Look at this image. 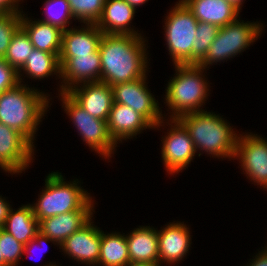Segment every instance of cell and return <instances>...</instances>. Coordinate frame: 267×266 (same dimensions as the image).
<instances>
[{"label":"cell","instance_id":"cell-1","mask_svg":"<svg viewBox=\"0 0 267 266\" xmlns=\"http://www.w3.org/2000/svg\"><path fill=\"white\" fill-rule=\"evenodd\" d=\"M146 40L140 35L103 34L99 43L101 82L113 86L146 77Z\"/></svg>","mask_w":267,"mask_h":266},{"label":"cell","instance_id":"cell-2","mask_svg":"<svg viewBox=\"0 0 267 266\" xmlns=\"http://www.w3.org/2000/svg\"><path fill=\"white\" fill-rule=\"evenodd\" d=\"M49 100L44 92L19 83L0 94V123L17 130L34 146V136Z\"/></svg>","mask_w":267,"mask_h":266},{"label":"cell","instance_id":"cell-3","mask_svg":"<svg viewBox=\"0 0 267 266\" xmlns=\"http://www.w3.org/2000/svg\"><path fill=\"white\" fill-rule=\"evenodd\" d=\"M178 120L188 130L196 151L234 158L239 136L222 116L203 110L182 115Z\"/></svg>","mask_w":267,"mask_h":266},{"label":"cell","instance_id":"cell-4","mask_svg":"<svg viewBox=\"0 0 267 266\" xmlns=\"http://www.w3.org/2000/svg\"><path fill=\"white\" fill-rule=\"evenodd\" d=\"M204 70L198 64L175 65L176 76L168 82L165 95V103L172 110L171 119L203 111L200 107L206 101L209 91Z\"/></svg>","mask_w":267,"mask_h":266},{"label":"cell","instance_id":"cell-5","mask_svg":"<svg viewBox=\"0 0 267 266\" xmlns=\"http://www.w3.org/2000/svg\"><path fill=\"white\" fill-rule=\"evenodd\" d=\"M64 180L59 172H51L46 176L40 198L36 204L31 205L38 222L48 217L82 210L92 200L89 193L78 186L80 181L67 183Z\"/></svg>","mask_w":267,"mask_h":266},{"label":"cell","instance_id":"cell-6","mask_svg":"<svg viewBox=\"0 0 267 266\" xmlns=\"http://www.w3.org/2000/svg\"><path fill=\"white\" fill-rule=\"evenodd\" d=\"M263 24L245 22L240 19L220 27L215 40L209 46L208 52L198 63L208 68L213 63L227 61L250 46L262 33ZM209 65V66H208Z\"/></svg>","mask_w":267,"mask_h":266},{"label":"cell","instance_id":"cell-7","mask_svg":"<svg viewBox=\"0 0 267 266\" xmlns=\"http://www.w3.org/2000/svg\"><path fill=\"white\" fill-rule=\"evenodd\" d=\"M178 2L164 19L166 44L174 65L192 64L198 20L181 0Z\"/></svg>","mask_w":267,"mask_h":266},{"label":"cell","instance_id":"cell-8","mask_svg":"<svg viewBox=\"0 0 267 266\" xmlns=\"http://www.w3.org/2000/svg\"><path fill=\"white\" fill-rule=\"evenodd\" d=\"M62 107L71 118L82 140L104 159L111 158L117 147L108 131L106 120H100L85 111L67 92H60Z\"/></svg>","mask_w":267,"mask_h":266},{"label":"cell","instance_id":"cell-9","mask_svg":"<svg viewBox=\"0 0 267 266\" xmlns=\"http://www.w3.org/2000/svg\"><path fill=\"white\" fill-rule=\"evenodd\" d=\"M147 77L131 82L118 83L112 87L113 102L131 107L141 114L153 128L162 126L165 118L160 111L158 101L148 90ZM157 101V102H156Z\"/></svg>","mask_w":267,"mask_h":266},{"label":"cell","instance_id":"cell-10","mask_svg":"<svg viewBox=\"0 0 267 266\" xmlns=\"http://www.w3.org/2000/svg\"><path fill=\"white\" fill-rule=\"evenodd\" d=\"M170 131L162 137V160L169 174L179 173L191 163L196 155V149L188 130L178 119L167 122ZM173 124V125H172Z\"/></svg>","mask_w":267,"mask_h":266},{"label":"cell","instance_id":"cell-11","mask_svg":"<svg viewBox=\"0 0 267 266\" xmlns=\"http://www.w3.org/2000/svg\"><path fill=\"white\" fill-rule=\"evenodd\" d=\"M236 158L240 160L247 178L267 189V140L257 134H239Z\"/></svg>","mask_w":267,"mask_h":266},{"label":"cell","instance_id":"cell-12","mask_svg":"<svg viewBox=\"0 0 267 266\" xmlns=\"http://www.w3.org/2000/svg\"><path fill=\"white\" fill-rule=\"evenodd\" d=\"M17 130L0 123V166L10 174H19L33 160L34 148Z\"/></svg>","mask_w":267,"mask_h":266},{"label":"cell","instance_id":"cell-13","mask_svg":"<svg viewBox=\"0 0 267 266\" xmlns=\"http://www.w3.org/2000/svg\"><path fill=\"white\" fill-rule=\"evenodd\" d=\"M61 66L60 92H68L73 87L91 82L101 81V59L99 50L92 54L74 57H59Z\"/></svg>","mask_w":267,"mask_h":266},{"label":"cell","instance_id":"cell-14","mask_svg":"<svg viewBox=\"0 0 267 266\" xmlns=\"http://www.w3.org/2000/svg\"><path fill=\"white\" fill-rule=\"evenodd\" d=\"M92 223L94 222L91 219L81 229L66 238L59 249L62 248L64 254L81 264L98 266L102 230Z\"/></svg>","mask_w":267,"mask_h":266},{"label":"cell","instance_id":"cell-15","mask_svg":"<svg viewBox=\"0 0 267 266\" xmlns=\"http://www.w3.org/2000/svg\"><path fill=\"white\" fill-rule=\"evenodd\" d=\"M80 85L67 93L91 116L107 121L113 104L112 87L101 81Z\"/></svg>","mask_w":267,"mask_h":266},{"label":"cell","instance_id":"cell-16","mask_svg":"<svg viewBox=\"0 0 267 266\" xmlns=\"http://www.w3.org/2000/svg\"><path fill=\"white\" fill-rule=\"evenodd\" d=\"M93 202L91 200L82 210H75L41 220L39 222V232L56 242L55 244L61 245L66 238L92 219Z\"/></svg>","mask_w":267,"mask_h":266},{"label":"cell","instance_id":"cell-17","mask_svg":"<svg viewBox=\"0 0 267 266\" xmlns=\"http://www.w3.org/2000/svg\"><path fill=\"white\" fill-rule=\"evenodd\" d=\"M158 232L159 263L172 264L182 260L191 246L190 230L184 222H170Z\"/></svg>","mask_w":267,"mask_h":266},{"label":"cell","instance_id":"cell-18","mask_svg":"<svg viewBox=\"0 0 267 266\" xmlns=\"http://www.w3.org/2000/svg\"><path fill=\"white\" fill-rule=\"evenodd\" d=\"M108 131L113 140L118 144L122 140L134 137L144 129L153 126L131 107L114 103L107 120Z\"/></svg>","mask_w":267,"mask_h":266},{"label":"cell","instance_id":"cell-19","mask_svg":"<svg viewBox=\"0 0 267 266\" xmlns=\"http://www.w3.org/2000/svg\"><path fill=\"white\" fill-rule=\"evenodd\" d=\"M135 14V8L124 0H106L96 26L103 34L139 35L129 27Z\"/></svg>","mask_w":267,"mask_h":266},{"label":"cell","instance_id":"cell-20","mask_svg":"<svg viewBox=\"0 0 267 266\" xmlns=\"http://www.w3.org/2000/svg\"><path fill=\"white\" fill-rule=\"evenodd\" d=\"M198 22L223 27L236 21L240 11L227 0H181Z\"/></svg>","mask_w":267,"mask_h":266},{"label":"cell","instance_id":"cell-21","mask_svg":"<svg viewBox=\"0 0 267 266\" xmlns=\"http://www.w3.org/2000/svg\"><path fill=\"white\" fill-rule=\"evenodd\" d=\"M81 29L68 28L62 33V48L59 57L92 54L98 50L103 32L96 24H85Z\"/></svg>","mask_w":267,"mask_h":266},{"label":"cell","instance_id":"cell-22","mask_svg":"<svg viewBox=\"0 0 267 266\" xmlns=\"http://www.w3.org/2000/svg\"><path fill=\"white\" fill-rule=\"evenodd\" d=\"M21 27L28 34L35 49L60 56L63 30L40 20H29L23 12L21 13Z\"/></svg>","mask_w":267,"mask_h":266},{"label":"cell","instance_id":"cell-23","mask_svg":"<svg viewBox=\"0 0 267 266\" xmlns=\"http://www.w3.org/2000/svg\"><path fill=\"white\" fill-rule=\"evenodd\" d=\"M130 262L159 263L158 232L150 226H139L126 236Z\"/></svg>","mask_w":267,"mask_h":266},{"label":"cell","instance_id":"cell-24","mask_svg":"<svg viewBox=\"0 0 267 266\" xmlns=\"http://www.w3.org/2000/svg\"><path fill=\"white\" fill-rule=\"evenodd\" d=\"M2 228L22 244L29 243L39 232V222L31 204L23 205L17 211L11 208Z\"/></svg>","mask_w":267,"mask_h":266},{"label":"cell","instance_id":"cell-25","mask_svg":"<svg viewBox=\"0 0 267 266\" xmlns=\"http://www.w3.org/2000/svg\"><path fill=\"white\" fill-rule=\"evenodd\" d=\"M22 70L24 71L23 73L28 75L26 77L36 80L47 78L53 74L60 79L61 66L59 57L54 53H47L34 48L23 67L18 71L19 83H22Z\"/></svg>","mask_w":267,"mask_h":266},{"label":"cell","instance_id":"cell-26","mask_svg":"<svg viewBox=\"0 0 267 266\" xmlns=\"http://www.w3.org/2000/svg\"><path fill=\"white\" fill-rule=\"evenodd\" d=\"M130 262L126 235L102 231L98 265L126 266Z\"/></svg>","mask_w":267,"mask_h":266},{"label":"cell","instance_id":"cell-27","mask_svg":"<svg viewBox=\"0 0 267 266\" xmlns=\"http://www.w3.org/2000/svg\"><path fill=\"white\" fill-rule=\"evenodd\" d=\"M33 50L34 47L28 34L20 26L11 39L4 60L18 72Z\"/></svg>","mask_w":267,"mask_h":266},{"label":"cell","instance_id":"cell-28","mask_svg":"<svg viewBox=\"0 0 267 266\" xmlns=\"http://www.w3.org/2000/svg\"><path fill=\"white\" fill-rule=\"evenodd\" d=\"M219 29L215 24L198 22L192 45V64H198L204 58Z\"/></svg>","mask_w":267,"mask_h":266},{"label":"cell","instance_id":"cell-29","mask_svg":"<svg viewBox=\"0 0 267 266\" xmlns=\"http://www.w3.org/2000/svg\"><path fill=\"white\" fill-rule=\"evenodd\" d=\"M44 4L45 11L42 14L45 12L46 17L40 21L54 25L63 31L67 30L70 20L74 19L69 2L67 0H46Z\"/></svg>","mask_w":267,"mask_h":266},{"label":"cell","instance_id":"cell-30","mask_svg":"<svg viewBox=\"0 0 267 266\" xmlns=\"http://www.w3.org/2000/svg\"><path fill=\"white\" fill-rule=\"evenodd\" d=\"M75 20L96 24L100 19L106 0H67Z\"/></svg>","mask_w":267,"mask_h":266},{"label":"cell","instance_id":"cell-31","mask_svg":"<svg viewBox=\"0 0 267 266\" xmlns=\"http://www.w3.org/2000/svg\"><path fill=\"white\" fill-rule=\"evenodd\" d=\"M0 250L4 266H18V262L23 257L24 244L0 227Z\"/></svg>","mask_w":267,"mask_h":266},{"label":"cell","instance_id":"cell-32","mask_svg":"<svg viewBox=\"0 0 267 266\" xmlns=\"http://www.w3.org/2000/svg\"><path fill=\"white\" fill-rule=\"evenodd\" d=\"M21 26V13H0V58H4L16 30Z\"/></svg>","mask_w":267,"mask_h":266},{"label":"cell","instance_id":"cell-33","mask_svg":"<svg viewBox=\"0 0 267 266\" xmlns=\"http://www.w3.org/2000/svg\"><path fill=\"white\" fill-rule=\"evenodd\" d=\"M19 84L18 72L0 58V94Z\"/></svg>","mask_w":267,"mask_h":266},{"label":"cell","instance_id":"cell-34","mask_svg":"<svg viewBox=\"0 0 267 266\" xmlns=\"http://www.w3.org/2000/svg\"><path fill=\"white\" fill-rule=\"evenodd\" d=\"M50 241L54 244L55 242L53 240H51L50 238H48L47 236L43 235L41 232H38L35 235V238H33L29 243H27L26 245H24V251H23V255L24 253L28 254L31 252V249H34L33 247H35L37 244H39V246L45 244V243H50ZM37 243V244H36ZM38 246V247H39ZM40 248V247H39ZM38 248V249H39ZM42 248V246H41ZM36 249V248H35ZM32 253V252H31Z\"/></svg>","mask_w":267,"mask_h":266},{"label":"cell","instance_id":"cell-35","mask_svg":"<svg viewBox=\"0 0 267 266\" xmlns=\"http://www.w3.org/2000/svg\"><path fill=\"white\" fill-rule=\"evenodd\" d=\"M18 2L20 0H0V13H22Z\"/></svg>","mask_w":267,"mask_h":266},{"label":"cell","instance_id":"cell-36","mask_svg":"<svg viewBox=\"0 0 267 266\" xmlns=\"http://www.w3.org/2000/svg\"><path fill=\"white\" fill-rule=\"evenodd\" d=\"M11 210V206L9 202L5 200V198L0 196V227H2L5 224L6 218L9 215V212Z\"/></svg>","mask_w":267,"mask_h":266},{"label":"cell","instance_id":"cell-37","mask_svg":"<svg viewBox=\"0 0 267 266\" xmlns=\"http://www.w3.org/2000/svg\"><path fill=\"white\" fill-rule=\"evenodd\" d=\"M246 266H267V250L259 251L251 263Z\"/></svg>","mask_w":267,"mask_h":266},{"label":"cell","instance_id":"cell-38","mask_svg":"<svg viewBox=\"0 0 267 266\" xmlns=\"http://www.w3.org/2000/svg\"><path fill=\"white\" fill-rule=\"evenodd\" d=\"M126 266H161V264L155 262H129Z\"/></svg>","mask_w":267,"mask_h":266},{"label":"cell","instance_id":"cell-39","mask_svg":"<svg viewBox=\"0 0 267 266\" xmlns=\"http://www.w3.org/2000/svg\"><path fill=\"white\" fill-rule=\"evenodd\" d=\"M124 1L136 9L137 6H140L144 3H146L148 0H124Z\"/></svg>","mask_w":267,"mask_h":266},{"label":"cell","instance_id":"cell-40","mask_svg":"<svg viewBox=\"0 0 267 266\" xmlns=\"http://www.w3.org/2000/svg\"><path fill=\"white\" fill-rule=\"evenodd\" d=\"M227 1L240 11L244 0H227Z\"/></svg>","mask_w":267,"mask_h":266},{"label":"cell","instance_id":"cell-41","mask_svg":"<svg viewBox=\"0 0 267 266\" xmlns=\"http://www.w3.org/2000/svg\"><path fill=\"white\" fill-rule=\"evenodd\" d=\"M0 266H4V259L1 255V250H0Z\"/></svg>","mask_w":267,"mask_h":266},{"label":"cell","instance_id":"cell-42","mask_svg":"<svg viewBox=\"0 0 267 266\" xmlns=\"http://www.w3.org/2000/svg\"><path fill=\"white\" fill-rule=\"evenodd\" d=\"M51 263V264H50ZM49 264H47V265H44V266H58V265H56V264H52V262H50Z\"/></svg>","mask_w":267,"mask_h":266}]
</instances>
